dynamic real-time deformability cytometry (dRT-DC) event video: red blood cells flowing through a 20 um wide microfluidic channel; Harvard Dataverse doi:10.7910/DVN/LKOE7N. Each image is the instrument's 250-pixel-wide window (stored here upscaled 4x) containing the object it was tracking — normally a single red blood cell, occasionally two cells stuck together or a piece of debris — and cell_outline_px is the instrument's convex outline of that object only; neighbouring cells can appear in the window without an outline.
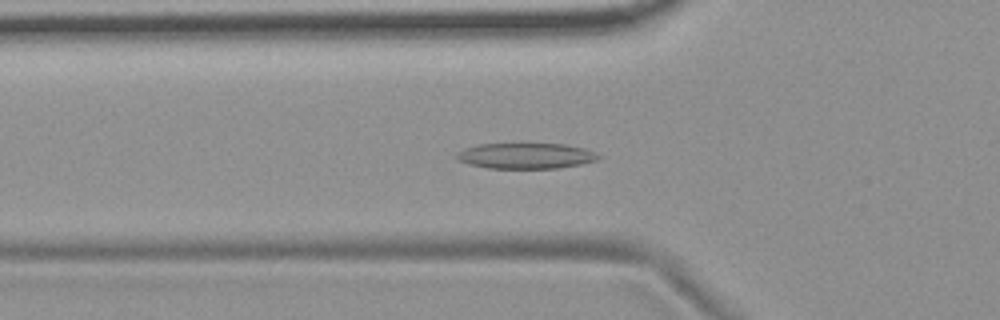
{"species": "common noctule bat (a hibernating species)", "species_latin": "Nyctalus noctula", "temperature_condition": "room temperature", "stored_images_in_passage": 54, "camera_frame_rate_fps": 3000, "um_per_image_px": 0.085, "animal": {"sex": "female", "body_mass_g": 19.9}, "frame": {"image": 1, "passage_image": 18, "time_ms": 5.667, "image_size_px": [1000, 320], "cell_outline_px": [[600, 156], [596, 160], [580, 164], [560, 168], [488, 168], [468, 164], [460, 160], [456, 156], [464, 148], [476, 144], [564, 144], [584, 148], [596, 152]], "centroid_in_image_um": [44.71, 13.24], "position_along_channel_um": 81.1, "area_um2": 21.04}}
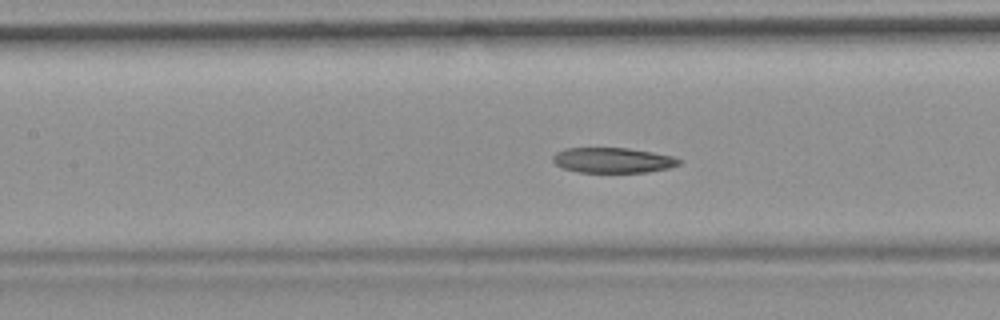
{"frame": {"image": 2, "passage_image": 24, "time_ms": 7.667, "image_size_px": [1000, 320], "cell_outline_px": [[684, 160], [680, 164], [668, 168], [648, 172], [580, 172], [564, 168], [556, 164], [552, 160], [552, 156], [556, 152], [564, 148], [628, 148], [652, 152], [672, 156]], "centroid_in_image_um": [52.1, 13.61], "position_along_channel_um": 155.3, "area_um2": 18.55}}
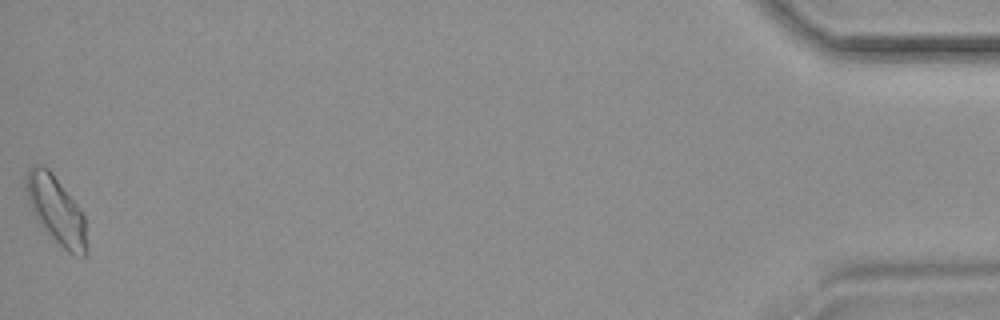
{"frame": {"image": 3, "passage_image": 54, "time_ms": 17.667, "image_size_px": [1000, 320], "cell_outline_px": [[88, 252], [84, 256], [68, 252], [44, 232], [36, 220], [28, 200], [24, 184], [24, 176], [28, 168], [32, 164], [48, 168], [52, 172], [80, 208], [84, 216], [88, 248]], "centroid_in_image_um": [4.75, 17.86], "position_along_channel_um": 430.4, "area_um2": 24.28}, "authors_computed_cell_mechanics": {"area_um2": 20.5479, "velocity_mm_per_s": 3.6878, "shape_relaxation_time_tau1_ms": 9.4943, "shape_relaxation_time_tau2_ms": 6.3442, "deformation_change_tau1": 0.1874, "deformation_change_tau2": 0.1469}}